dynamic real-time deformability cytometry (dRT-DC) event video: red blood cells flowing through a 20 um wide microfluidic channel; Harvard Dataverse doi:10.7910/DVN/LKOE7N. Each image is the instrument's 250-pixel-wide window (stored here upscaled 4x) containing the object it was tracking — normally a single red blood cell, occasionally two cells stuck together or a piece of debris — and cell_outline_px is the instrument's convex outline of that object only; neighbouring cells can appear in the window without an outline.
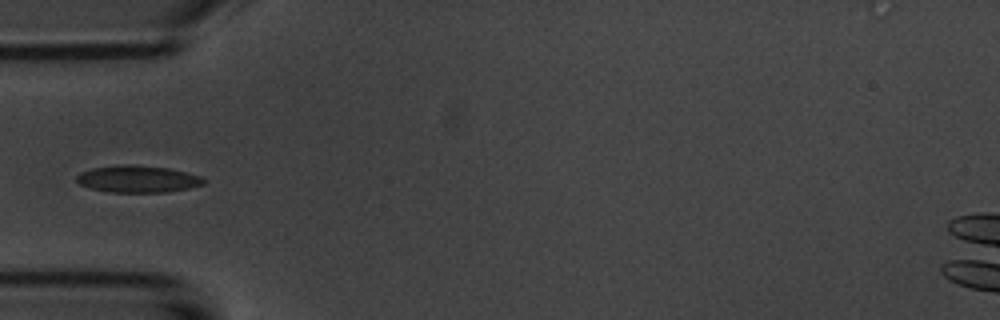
{"species": "common noctule bat (a hibernating species)", "species_latin": "Nyctalus noctula", "temperature_condition": "room temperature", "stored_images_in_passage": 6, "camera_frame_rate_fps": 3000, "um_per_image_px": 0.085, "animal": {"sex": "male", "body_mass_g": 20.1, "forearm_length_mm": 53.5}, "frame": {"image": 1, "passage_image": 4, "time_ms": 3.667, "image_size_px": [1000, 320], "cell_outline_px": [[204, 184], [188, 188], [168, 192], [108, 192], [92, 188], [80, 184], [76, 180], [76, 176], [80, 172], [92, 168], [124, 164], [128, 164], [168, 168], [200, 176], [204, 180]], "centroid_in_image_um": [11.68, 15.21], "position_along_channel_um": 73.3, "area_um2": 19.77}}
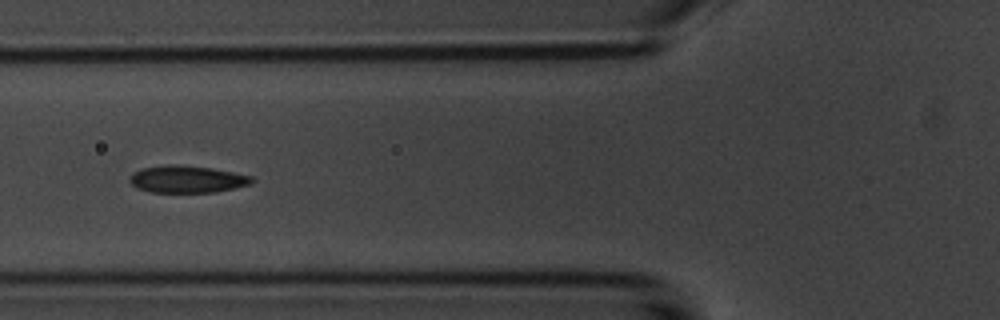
{"frame": {"image": 2, "passage_image": 5, "time_ms": 4.667, "image_size_px": [1000, 320], "cell_outline_px": [[256, 180], [252, 184], [216, 192], [148, 192], [136, 188], [128, 180], [132, 172], [140, 168], [164, 164], [180, 164], [212, 168], [252, 176]], "centroid_in_image_um": [15.87, 15.22], "position_along_channel_um": 109.9, "area_um2": 19.71}}
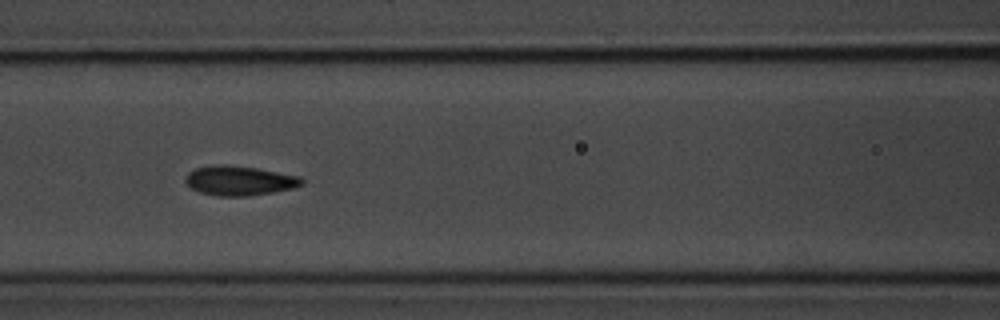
{"frame": {"image": 3, "passage_image": 6, "time_ms": 5.667, "image_size_px": [1000, 320], "cell_outline_px": [[304, 184], [292, 188], [272, 192], [248, 196], [216, 196], [200, 192], [192, 188], [184, 180], [188, 172], [196, 168], [216, 164], [220, 164], [256, 168], [300, 176], [304, 180]], "centroid_in_image_um": [20.35, 15.35], "position_along_channel_um": 146.3, "area_um2": 19.94}}